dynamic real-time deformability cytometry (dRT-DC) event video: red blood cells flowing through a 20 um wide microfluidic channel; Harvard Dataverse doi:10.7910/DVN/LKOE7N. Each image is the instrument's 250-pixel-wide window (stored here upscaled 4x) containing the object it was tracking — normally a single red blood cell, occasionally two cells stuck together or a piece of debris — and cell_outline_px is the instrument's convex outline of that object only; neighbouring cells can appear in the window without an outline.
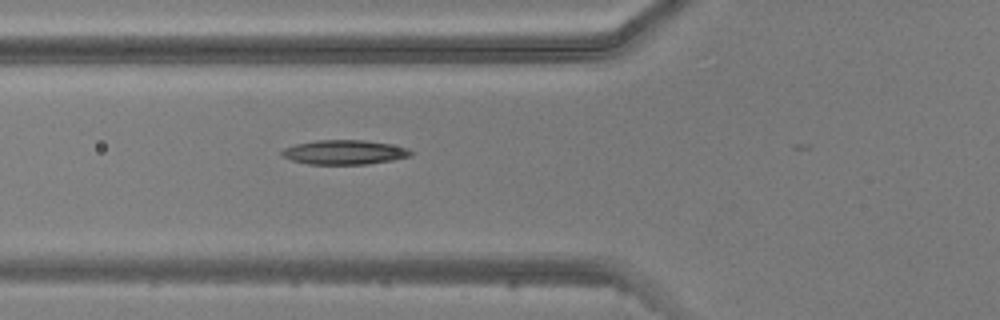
{"species": "common noctule bat (a hibernating species)", "species_latin": "Nyctalus noctula", "temperature_condition": "warm", "stored_images_in_passage": 2, "camera_frame_rate_fps": 3000, "um_per_image_px": 0.085, "animal": {"sex": "male", "body_mass_g": 20.5, "forearm_length_mm": 52.5}, "frame": {"image": 1, "passage_image": 2, "time_ms": 1.333, "image_size_px": [1000, 320], "cell_outline_px": [[412, 156], [392, 160], [368, 164], [308, 164], [292, 160], [280, 156], [280, 152], [284, 148], [296, 144], [316, 140], [364, 140], [388, 144], [408, 148], [412, 152]], "centroid_in_image_um": [29.24, 12.94], "position_along_channel_um": 96.6, "area_um2": 18.32}}